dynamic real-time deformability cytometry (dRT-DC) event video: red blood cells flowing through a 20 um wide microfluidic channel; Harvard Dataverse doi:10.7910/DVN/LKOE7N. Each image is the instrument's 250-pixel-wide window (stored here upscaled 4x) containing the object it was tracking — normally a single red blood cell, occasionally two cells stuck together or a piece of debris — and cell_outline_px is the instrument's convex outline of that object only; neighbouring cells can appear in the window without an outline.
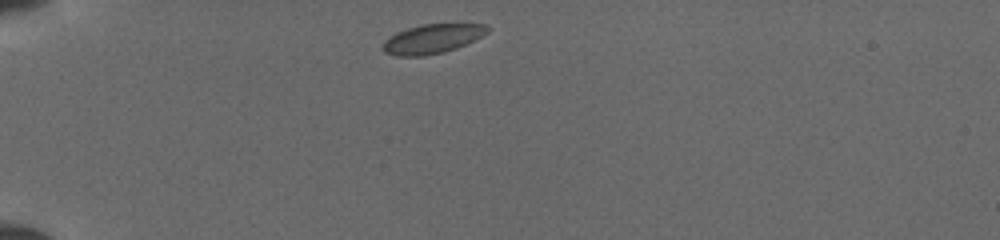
{"species": "common noctule bat (a hibernating species)", "species_latin": "Nyctalus noctula", "temperature_condition": "cold", "stored_images_in_passage": 7, "camera_frame_rate_fps": 3000, "um_per_image_px": 0.085, "animal": {"sex": "female", "body_mass_g": 19.5, "forearm_length_mm": 54.1}, "frame": {"image": 1, "passage_image": 1, "time_ms": 0.0, "image_size_px": [1000, 240], "cell_outline_px": [[488, 32], [456, 48], [440, 52], [420, 56], [400, 56], [384, 52], [384, 44], [392, 36], [408, 28], [424, 24], [484, 24], [488, 28]], "centroid_in_image_um": [36.77, 3.29], "position_along_channel_um": 48.2, "area_um2": 16.99}}